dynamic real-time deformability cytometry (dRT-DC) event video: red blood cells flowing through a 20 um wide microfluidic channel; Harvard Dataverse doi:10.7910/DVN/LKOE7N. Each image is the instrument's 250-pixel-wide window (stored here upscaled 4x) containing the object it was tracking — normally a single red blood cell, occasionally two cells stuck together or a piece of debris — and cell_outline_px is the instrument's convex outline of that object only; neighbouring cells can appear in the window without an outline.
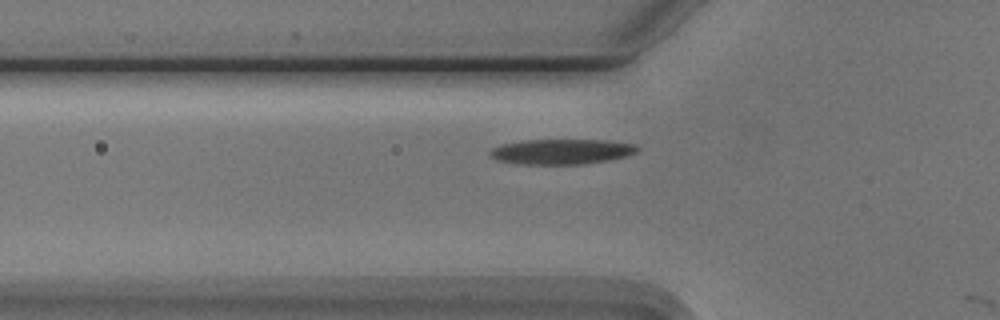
{"species": "Egyptian fruit bat (a non-hibernating species)", "species_latin": "Rousettus aegyptiacus", "temperature_condition": "cold", "stored_images_in_passage": 8, "camera_frame_rate_fps": 3000, "um_per_image_px": 0.085, "animal": {"sex": "male"}, "frame": {"image": 1, "passage_image": 7, "time_ms": 2.0, "image_size_px": [1000, 320], "cell_outline_px": [[640, 148], [636, 152], [628, 156], [608, 160], [584, 164], [516, 164], [496, 160], [488, 156], [488, 152], [492, 148], [500, 144], [524, 140], [604, 140], [636, 144]], "centroid_in_image_um": [47.69, 12.89], "position_along_channel_um": 78.1, "area_um2": 21.91}}